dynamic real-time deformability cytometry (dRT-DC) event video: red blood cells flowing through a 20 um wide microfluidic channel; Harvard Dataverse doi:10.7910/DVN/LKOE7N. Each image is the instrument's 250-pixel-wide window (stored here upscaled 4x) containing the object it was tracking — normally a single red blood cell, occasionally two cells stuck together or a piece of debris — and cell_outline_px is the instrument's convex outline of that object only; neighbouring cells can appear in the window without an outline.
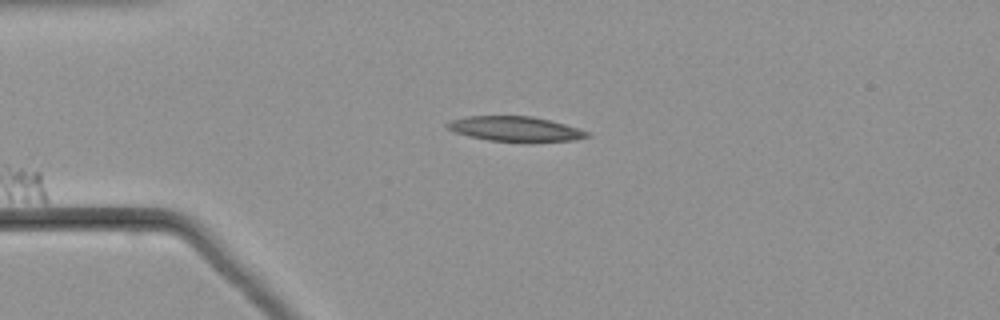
{"species": "common noctule bat (a hibernating species)", "species_latin": "Nyctalus noctula", "temperature_condition": "warm", "stored_images_in_passage": 10, "segment_of_instrument_passage": [1, 2], "camera_frame_rate_fps": 3000, "um_per_image_px": 0.085, "animal": {"sex": "male", "body_mass_g": 21.5, "forearm_length_mm": 52.0}, "frame": {"image": 1, "passage_image": 1, "time_ms": 0.0, "image_size_px": [1000, 320], "cell_outline_px": [[592, 136], [576, 140], [488, 140], [468, 136], [456, 132], [448, 128], [444, 124], [452, 120], [468, 116], [532, 116], [564, 124], [592, 132]], "centroid_in_image_um": [43.81, 10.93], "position_along_channel_um": 41.2, "area_um2": 19.71}}